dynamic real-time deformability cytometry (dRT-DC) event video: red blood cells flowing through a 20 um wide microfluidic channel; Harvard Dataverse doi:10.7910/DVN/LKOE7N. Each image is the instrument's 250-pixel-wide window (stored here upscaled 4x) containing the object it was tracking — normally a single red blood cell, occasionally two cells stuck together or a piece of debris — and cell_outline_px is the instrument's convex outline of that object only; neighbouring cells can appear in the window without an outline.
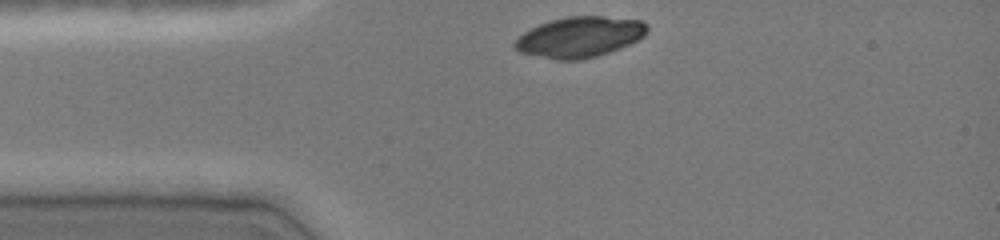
{"species": "common noctule bat (a hibernating species)", "species_latin": "Nyctalus noctula", "temperature_condition": "cold", "stored_images_in_passage": 31, "camera_frame_rate_fps": 3000, "um_per_image_px": 0.085, "animal": {"sex": "female", "body_mass_g": 19.0, "forearm_length_mm": 51.5}, "frame": {"image": 1, "passage_image": 1, "time_ms": 0.0, "image_size_px": [1000, 240], "cell_outline_px": [[648, 32], [644, 36], [620, 48], [596, 56], [580, 60], [556, 60], [520, 52], [512, 44], [524, 32], [540, 24], [552, 20], [568, 16], [604, 16], [640, 20], [648, 24]], "centroid_in_image_um": [49.29, 3.14], "position_along_channel_um": 35.7, "area_um2": 31.1}}
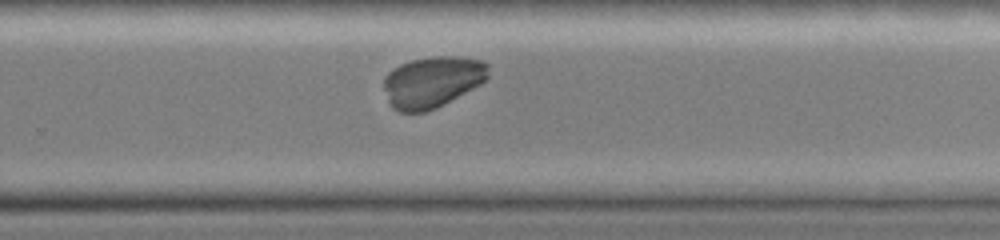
{"frame": {"image": 2, "passage_image": 22, "time_ms": 7.0, "image_size_px": [1000, 240], "cell_outline_px": [[488, 76], [480, 84], [436, 108], [424, 112], [400, 112], [392, 108], [388, 100], [384, 88], [384, 76], [392, 68], [400, 64], [412, 60], [436, 56], [456, 56], [480, 60], [488, 64]], "centroid_in_image_um": [36.71, 6.96], "position_along_channel_um": 293.1, "area_um2": 31.04}}
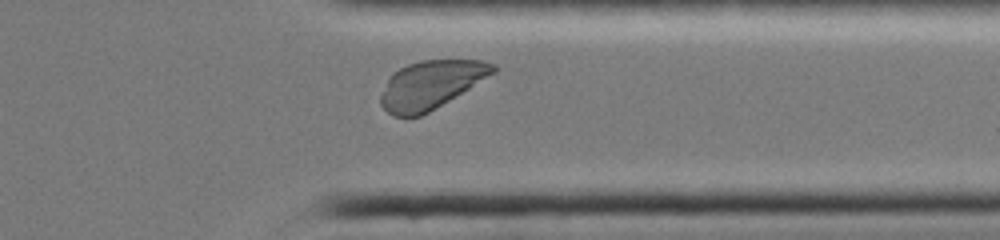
{"frame": {"image": 3, "passage_image": 28, "time_ms": 9.0, "image_size_px": [1000, 240], "cell_outline_px": [[496, 72], [428, 112], [420, 116], [392, 116], [380, 104], [380, 96], [388, 80], [400, 68], [408, 64], [420, 60], [484, 60], [496, 64]], "centroid_in_image_um": [36.64, 7.19], "position_along_channel_um": 374.8, "area_um2": 30.98}}